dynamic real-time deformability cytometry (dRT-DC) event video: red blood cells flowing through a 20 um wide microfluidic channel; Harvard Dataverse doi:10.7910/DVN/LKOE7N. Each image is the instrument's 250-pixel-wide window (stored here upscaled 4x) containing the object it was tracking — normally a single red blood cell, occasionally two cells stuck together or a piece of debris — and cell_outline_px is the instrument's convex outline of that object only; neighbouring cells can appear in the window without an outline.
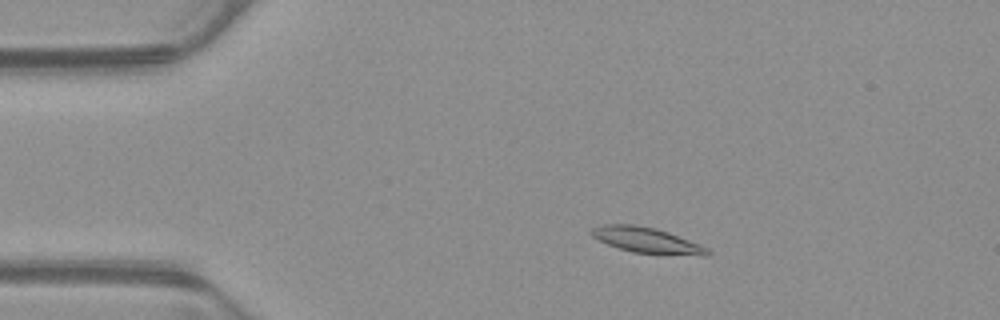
{"species": "common noctule bat (a hibernating species)", "species_latin": "Nyctalus noctula", "temperature_condition": "warm", "stored_images_in_passage": 52, "camera_frame_rate_fps": 3000, "um_per_image_px": 0.085, "animal": {"sex": "male", "body_mass_g": 23.1, "forearm_length_mm": 52.7}, "frame": {"image": 1, "passage_image": 9, "time_ms": 2.667, "image_size_px": [1000, 320], "cell_outline_px": [[712, 252], [708, 256], [700, 256], [632, 252], [608, 244], [592, 236], [588, 232], [592, 228], [604, 224], [636, 224], [656, 228], [668, 232], [700, 244], [708, 248]], "centroid_in_image_um": [55.01, 20.41], "position_along_channel_um": 30.0, "area_um2": 17.34}}
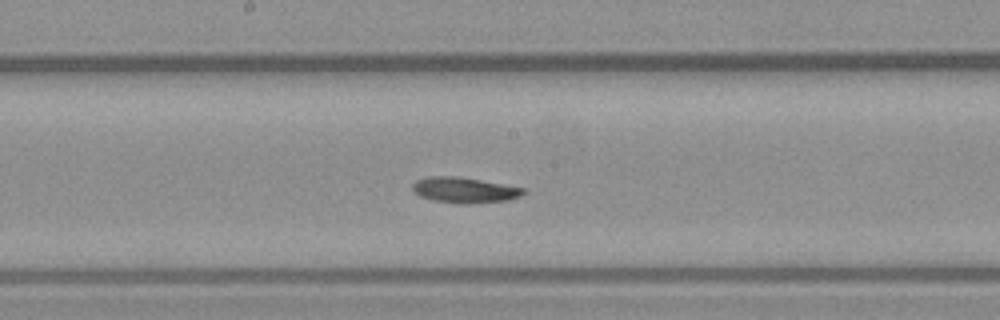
{"frame": {"image": 2, "passage_image": 27, "time_ms": 8.667, "image_size_px": [1000, 320], "cell_outline_px": [[524, 192], [520, 196], [508, 200], [468, 204], [460, 204], [436, 200], [420, 196], [412, 188], [412, 184], [416, 180], [428, 176], [456, 176], [480, 180], [524, 188]], "centroid_in_image_um": [39.46, 16.15], "position_along_channel_um": 208.7, "area_um2": 16.3}}
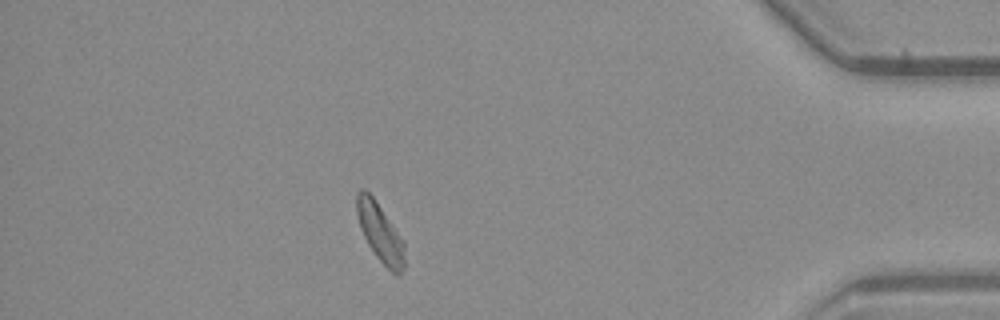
{"frame": {"image": 3, "passage_image": 46, "time_ms": 15.0, "image_size_px": [1000, 320], "cell_outline_px": [[404, 268], [400, 276], [396, 276], [376, 256], [368, 244], [360, 228], [356, 212], [356, 192], [360, 188], [364, 188], [372, 196], [404, 240]], "centroid_in_image_um": [32.3, 19.77], "position_along_channel_um": 402.9, "area_um2": 16.3}, "authors_computed_cell_mechanics": {"area_um2": 16.3574, "velocity_mm_per_s": 3.8382, "shape_relaxation_time_tau1_ms": 3.0348, "shape_relaxation_time_tau2_ms": 5.5223, "deformation_change_tau1": 0.1318, "deformation_change_tau2": 0.143}}